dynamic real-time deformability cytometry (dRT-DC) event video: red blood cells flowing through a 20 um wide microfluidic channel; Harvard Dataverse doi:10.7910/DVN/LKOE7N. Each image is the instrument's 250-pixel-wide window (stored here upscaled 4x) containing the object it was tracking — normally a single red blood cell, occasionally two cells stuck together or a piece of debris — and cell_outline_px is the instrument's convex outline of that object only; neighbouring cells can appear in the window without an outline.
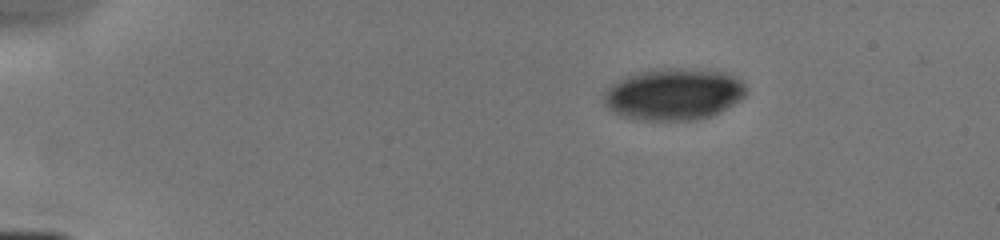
{"species": "human", "species_latin": "Homo sapiens", "temperature_condition": "cold", "stored_images_in_passage": 3, "camera_frame_rate_fps": 3000, "um_per_image_px": 0.085, "donor": {"sex": "male"}, "frame": {"image": 1, "passage_image": 1, "time_ms": 0.0, "image_size_px": [1000, 240], "cell_outline_px": [[748, 92], [740, 100], [720, 112], [712, 116], [692, 120], [636, 120], [620, 116], [612, 112], [604, 104], [604, 96], [608, 88], [616, 80], [640, 72], [672, 68], [696, 68], [724, 72], [736, 76], [744, 84]], "centroid_in_image_um": [57.28, 8.02], "position_along_channel_um": 27.7, "area_um2": 43.12}}